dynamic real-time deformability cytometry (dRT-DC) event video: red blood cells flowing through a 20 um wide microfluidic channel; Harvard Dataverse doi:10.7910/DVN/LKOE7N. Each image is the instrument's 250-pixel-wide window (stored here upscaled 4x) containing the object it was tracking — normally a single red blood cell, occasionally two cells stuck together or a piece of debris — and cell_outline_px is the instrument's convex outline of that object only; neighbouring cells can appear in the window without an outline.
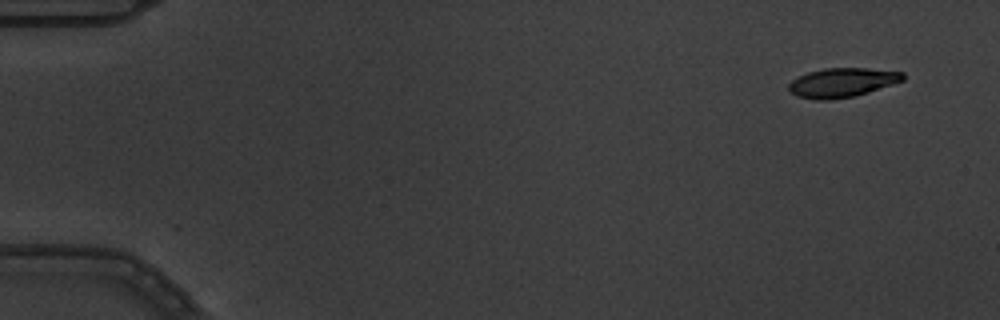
{"species": "common noctule bat (a hibernating species)", "species_latin": "Nyctalus noctula", "temperature_condition": "warm", "stored_images_in_passage": 4, "camera_frame_rate_fps": 3000, "um_per_image_px": 0.085, "animal": {"sex": "male", "body_mass_g": 19.5, "forearm_length_mm": 54.6}, "frame": {"image": 1, "passage_image": 1, "time_ms": 0.0, "image_size_px": [1000, 320], "cell_outline_px": [[904, 80], [856, 96], [828, 100], [816, 100], [796, 96], [788, 88], [788, 84], [792, 80], [808, 72], [824, 68], [868, 68], [904, 72]], "centroid_in_image_um": [71.58, 7.02], "position_along_channel_um": 13.4, "area_um2": 19.42}}